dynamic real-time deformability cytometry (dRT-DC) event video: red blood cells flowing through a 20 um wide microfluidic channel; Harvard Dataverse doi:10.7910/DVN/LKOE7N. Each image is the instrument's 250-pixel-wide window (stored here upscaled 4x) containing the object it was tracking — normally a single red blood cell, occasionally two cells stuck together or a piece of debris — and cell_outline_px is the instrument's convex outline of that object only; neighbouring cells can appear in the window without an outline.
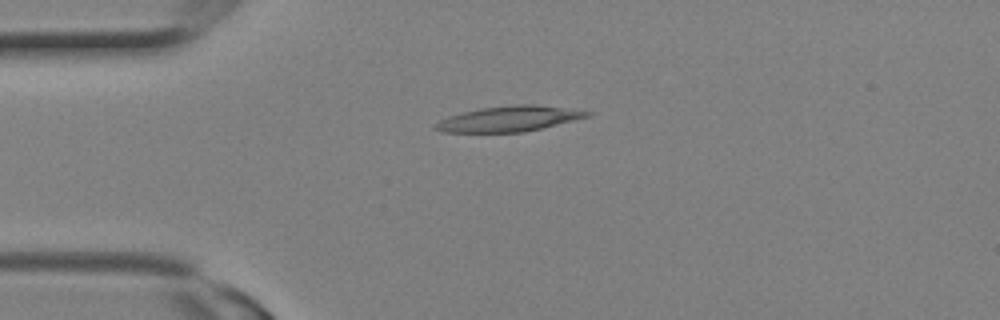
{"species": "Egyptian fruit bat (a non-hibernating species)", "species_latin": "Rousettus aegyptiacus", "temperature_condition": "room temperature", "stored_images_in_passage": 9, "camera_frame_rate_fps": 3000, "um_per_image_px": 0.085, "animal": {"sex": "female"}, "frame": {"image": 1, "passage_image": 6, "time_ms": 1.667, "image_size_px": [1000, 320], "cell_outline_px": [[592, 112], [588, 116], [524, 132], [444, 132], [432, 128], [432, 124], [448, 116], [480, 108], [512, 104], [536, 104]], "centroid_in_image_um": [43.17, 10.09], "position_along_channel_um": 41.8, "area_um2": 22.2}}
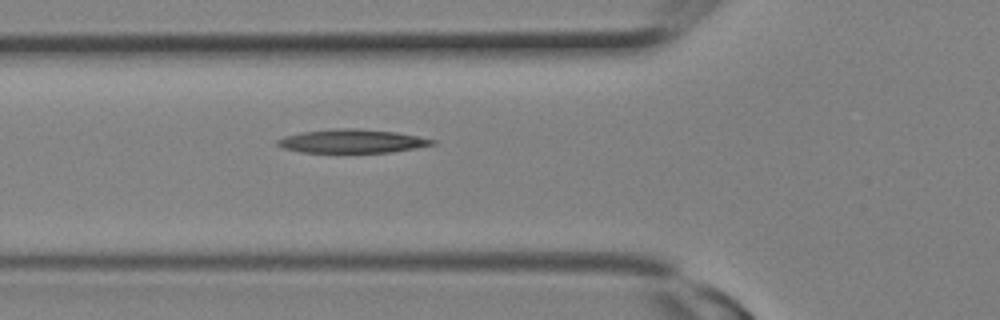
{"frame": {"image": 2, "passage_image": 9, "time_ms": 2.667, "image_size_px": [1000, 320], "cell_outline_px": [[436, 144], [416, 148], [392, 152], [300, 152], [284, 148], [276, 144], [276, 140], [284, 136], [300, 132], [336, 128], [356, 128], [396, 132], [436, 140]], "centroid_in_image_um": [29.91, 11.99], "position_along_channel_um": 95.9, "area_um2": 21.27}}